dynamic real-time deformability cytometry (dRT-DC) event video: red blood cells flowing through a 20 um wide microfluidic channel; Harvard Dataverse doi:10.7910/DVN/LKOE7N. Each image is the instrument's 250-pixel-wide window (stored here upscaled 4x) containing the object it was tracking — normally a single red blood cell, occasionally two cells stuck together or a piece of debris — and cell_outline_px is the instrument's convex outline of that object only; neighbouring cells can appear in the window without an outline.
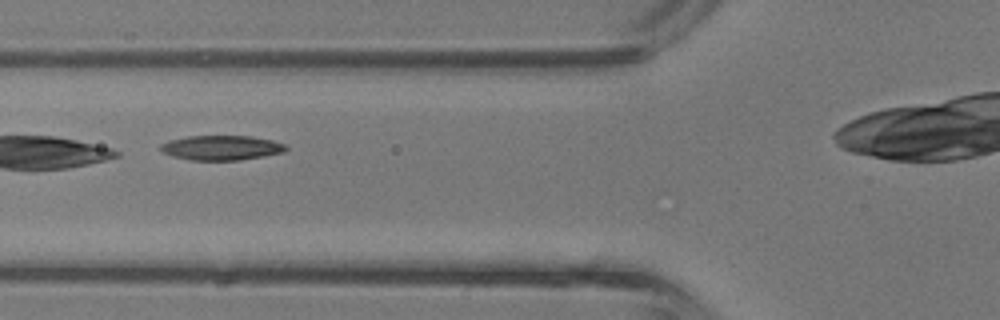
{"species": "common noctule bat (a hibernating species)", "species_latin": "Nyctalus noctula", "temperature_condition": "room temperature", "stored_images_in_passage": 2, "camera_frame_rate_fps": 3000, "um_per_image_px": 0.085, "animal": {"sex": "male", "body_mass_g": 13.3}, "frame": {"image": 1, "passage_image": 2, "time_ms": 0.333, "image_size_px": [1000, 320], "cell_outline_px": [[288, 148], [284, 152], [264, 156], [240, 160], [192, 160], [172, 156], [164, 152], [160, 148], [160, 144], [168, 140], [188, 136], [252, 136], [272, 140], [284, 144]], "centroid_in_image_um": [18.82, 12.55], "position_along_channel_um": 107.0, "area_um2": 18.03}}